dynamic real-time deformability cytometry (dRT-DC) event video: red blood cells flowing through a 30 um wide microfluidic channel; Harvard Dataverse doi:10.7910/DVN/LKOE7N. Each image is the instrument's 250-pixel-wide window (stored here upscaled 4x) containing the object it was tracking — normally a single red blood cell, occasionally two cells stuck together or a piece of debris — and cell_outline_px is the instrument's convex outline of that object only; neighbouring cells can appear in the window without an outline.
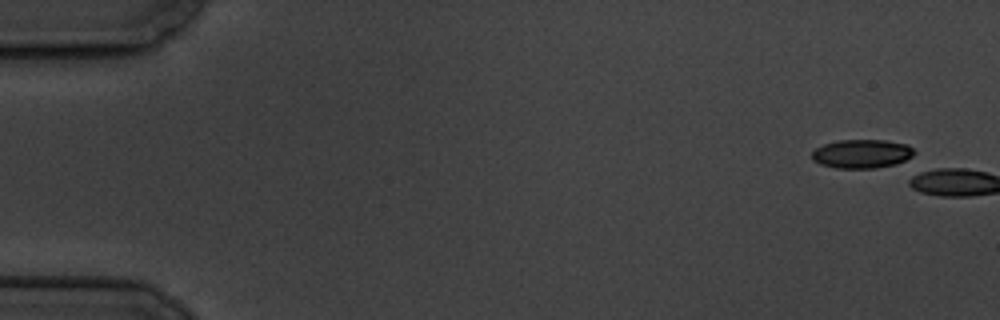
{"species": "common noctule bat (a hibernating species)", "species_latin": "Nyctalus noctula", "temperature_condition": "cold", "stored_images_in_passage": 3, "camera_frame_rate_fps": 3000, "um_per_image_px": 0.085, "animal": {"sex": "male", "body_mass_g": 19.5, "forearm_length_mm": 54.6}, "frame": {"image": 1, "passage_image": 1, "time_ms": 0.0, "image_size_px": [1000, 320], "cell_outline_px": [[916, 152], [912, 156], [896, 164], [876, 168], [836, 168], [820, 164], [812, 160], [812, 152], [816, 148], [824, 144], [840, 140], [884, 140], [908, 144]], "centroid_in_image_um": [73.26, 13.07], "position_along_channel_um": 11.7, "area_um2": 17.17}}